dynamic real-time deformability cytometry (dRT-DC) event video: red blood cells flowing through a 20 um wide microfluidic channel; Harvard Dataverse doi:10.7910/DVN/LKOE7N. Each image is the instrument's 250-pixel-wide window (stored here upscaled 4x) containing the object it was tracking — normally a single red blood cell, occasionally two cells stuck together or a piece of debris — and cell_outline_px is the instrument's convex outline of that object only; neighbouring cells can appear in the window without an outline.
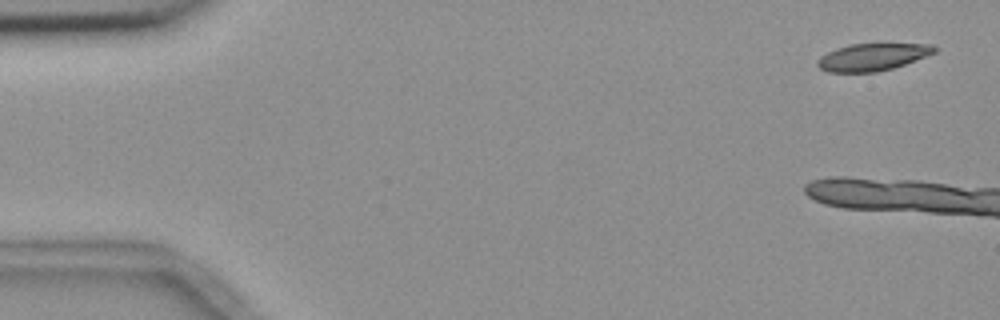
{"species": "common noctule bat (a hibernating species)", "species_latin": "Nyctalus noctula", "temperature_condition": "room temperature", "stored_images_in_passage": 3, "camera_frame_rate_fps": 3000, "um_per_image_px": 0.085, "animal": {"sex": "female", "body_mass_g": 18.4}, "frame": {"image": 1, "passage_image": 1, "time_ms": 0.0, "image_size_px": [1000, 320], "cell_outline_px": [[940, 48], [936, 52], [904, 64], [892, 68], [876, 72], [828, 72], [820, 68], [816, 64], [816, 60], [820, 56], [836, 48], [852, 44], [932, 44]], "centroid_in_image_um": [74.15, 4.84], "position_along_channel_um": 10.8, "area_um2": 18.5}}